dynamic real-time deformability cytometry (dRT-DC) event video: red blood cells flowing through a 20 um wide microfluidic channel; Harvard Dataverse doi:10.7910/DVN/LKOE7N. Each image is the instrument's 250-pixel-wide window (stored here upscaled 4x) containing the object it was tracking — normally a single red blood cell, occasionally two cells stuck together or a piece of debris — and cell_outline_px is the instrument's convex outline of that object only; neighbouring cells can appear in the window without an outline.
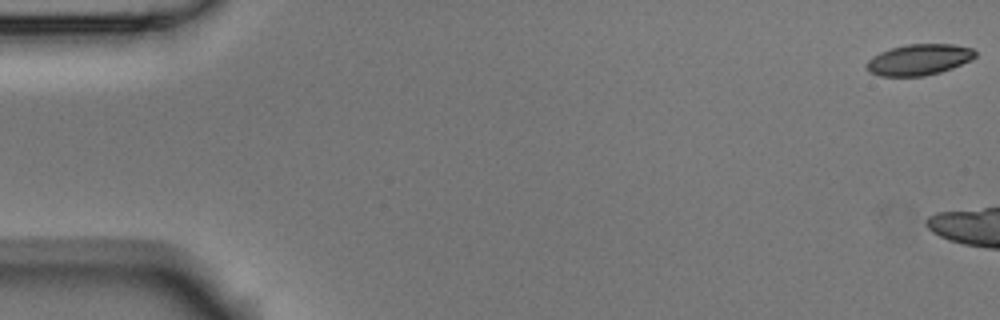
{"species": "Egyptian fruit bat (a non-hibernating species)", "species_latin": "Rousettus aegyptiacus", "temperature_condition": "room temperature", "stored_images_in_passage": 11, "camera_frame_rate_fps": 3000, "um_per_image_px": 0.085, "animal": {"sex": "male"}, "frame": {"image": 1, "passage_image": 1, "time_ms": 0.0, "image_size_px": [1000, 320], "cell_outline_px": [[976, 56], [972, 60], [952, 68], [940, 72], [924, 76], [880, 76], [868, 72], [864, 64], [872, 56], [880, 52], [892, 48], [908, 44], [952, 44], [972, 48], [976, 52]], "centroid_in_image_um": [78.09, 5.08], "position_along_channel_um": 6.9, "area_um2": 19.77}}
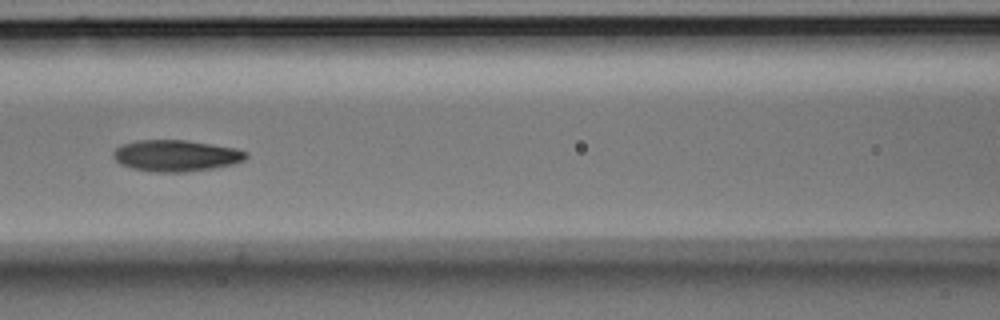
{"frame": {"image": 2, "passage_image": 8, "time_ms": 2.333, "image_size_px": [1000, 320], "cell_outline_px": [[248, 156], [244, 160], [232, 164], [212, 168], [184, 172], [152, 172], [132, 168], [120, 164], [112, 156], [112, 152], [116, 148], [124, 144], [136, 140], [184, 140], [236, 148], [248, 152]], "centroid_in_image_um": [14.94, 13.23], "position_along_channel_um": 151.7, "area_um2": 24.22}}
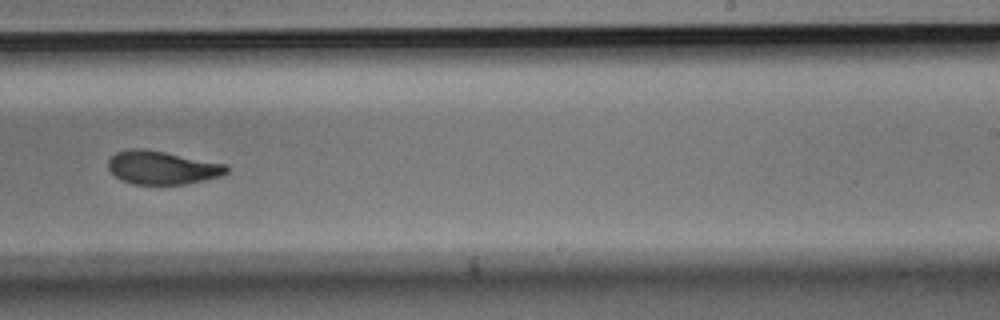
{"frame": {"image": 3, "passage_image": 11, "time_ms": 3.333, "image_size_px": [1000, 320], "cell_outline_px": [[228, 172], [220, 176], [204, 180], [184, 184], [132, 184], [120, 180], [108, 168], [108, 160], [116, 152], [132, 148], [140, 148], [164, 152], [228, 164]], "centroid_in_image_um": [13.78, 14.25], "position_along_channel_um": 275.2, "area_um2": 22.95}}